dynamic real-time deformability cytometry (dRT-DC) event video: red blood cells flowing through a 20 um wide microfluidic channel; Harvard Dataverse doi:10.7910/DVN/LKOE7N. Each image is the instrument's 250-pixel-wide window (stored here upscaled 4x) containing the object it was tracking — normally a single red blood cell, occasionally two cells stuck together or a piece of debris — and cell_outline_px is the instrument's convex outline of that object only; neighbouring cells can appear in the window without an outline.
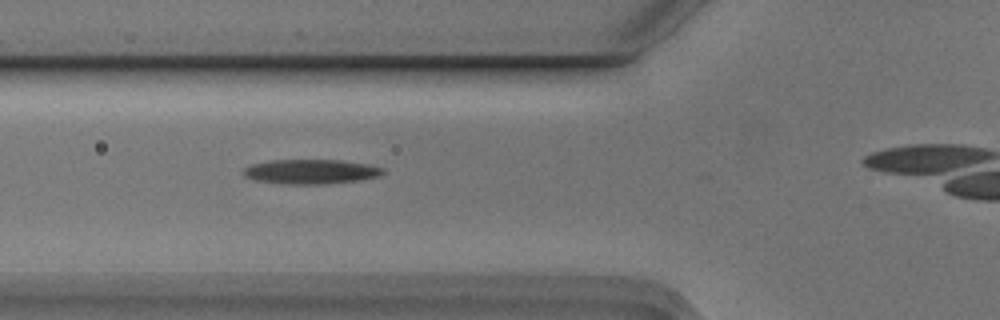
{"species": "Egyptian fruit bat (a non-hibernating species)", "species_latin": "Rousettus aegyptiacus", "temperature_condition": "cold", "stored_images_in_passage": 5, "camera_frame_rate_fps": 3000, "um_per_image_px": 0.085, "animal": {"sex": "male"}, "frame": {"image": 1, "passage_image": 4, "time_ms": 1.0, "image_size_px": [1000, 320], "cell_outline_px": [[384, 172], [380, 176], [360, 180], [324, 184], [288, 184], [252, 180], [244, 176], [244, 168], [252, 164], [272, 160], [340, 160], [368, 164], [384, 168]], "centroid_in_image_um": [26.43, 14.59], "position_along_channel_um": 99.4, "area_um2": 20.0}}